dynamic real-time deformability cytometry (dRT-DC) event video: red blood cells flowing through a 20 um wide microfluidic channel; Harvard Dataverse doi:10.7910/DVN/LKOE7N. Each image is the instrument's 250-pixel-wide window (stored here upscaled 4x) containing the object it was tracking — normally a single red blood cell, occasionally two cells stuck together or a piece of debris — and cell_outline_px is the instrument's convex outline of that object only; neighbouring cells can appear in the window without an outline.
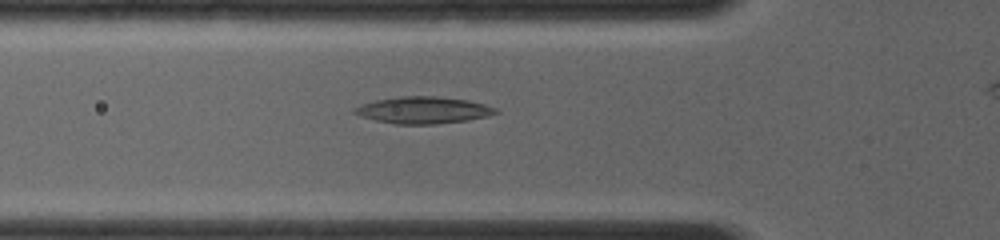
{"species": "common noctule bat (a hibernating species)", "species_latin": "Nyctalus noctula", "temperature_condition": "room temperature", "stored_images_in_passage": 20, "camera_frame_rate_fps": 4000, "um_per_image_px": 0.085, "animal": {"sex": "female", "body_mass_g": 19.0, "forearm_length_mm": 56.7}, "frame": {"image": 1, "passage_image": 5, "time_ms": 2.25, "image_size_px": [1000, 240], "cell_outline_px": [[500, 112], [488, 116], [468, 120], [436, 124], [396, 124], [376, 120], [360, 116], [352, 112], [352, 108], [360, 104], [376, 100], [400, 96], [436, 96], [468, 100], [484, 104], [496, 108]], "centroid_in_image_um": [35.96, 9.36], "position_along_channel_um": 89.8, "area_um2": 22.14}}
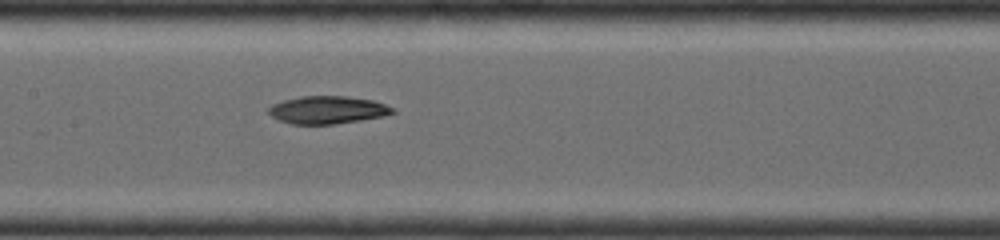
{"frame": {"image": 2, "passage_image": 9, "time_ms": 4.25, "image_size_px": [1000, 240], "cell_outline_px": [[396, 112], [384, 116], [336, 124], [292, 124], [280, 120], [272, 116], [268, 112], [268, 108], [272, 104], [284, 100], [300, 96], [348, 96], [372, 100], [396, 108]], "centroid_in_image_um": [27.86, 9.34], "position_along_channel_um": 179.5, "area_um2": 20.06}}
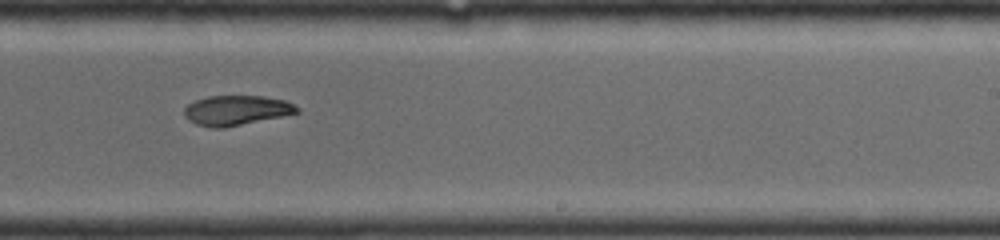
{"frame": {"image": 3, "passage_image": 18, "time_ms": 6.25, "image_size_px": [1000, 240], "cell_outline_px": [[300, 112], [224, 128], [212, 128], [196, 124], [188, 120], [184, 116], [184, 108], [188, 104], [196, 100], [208, 96], [264, 96], [284, 100], [300, 108]], "centroid_in_image_um": [20.06, 9.38], "position_along_channel_um": 268.9, "area_um2": 19.54}}